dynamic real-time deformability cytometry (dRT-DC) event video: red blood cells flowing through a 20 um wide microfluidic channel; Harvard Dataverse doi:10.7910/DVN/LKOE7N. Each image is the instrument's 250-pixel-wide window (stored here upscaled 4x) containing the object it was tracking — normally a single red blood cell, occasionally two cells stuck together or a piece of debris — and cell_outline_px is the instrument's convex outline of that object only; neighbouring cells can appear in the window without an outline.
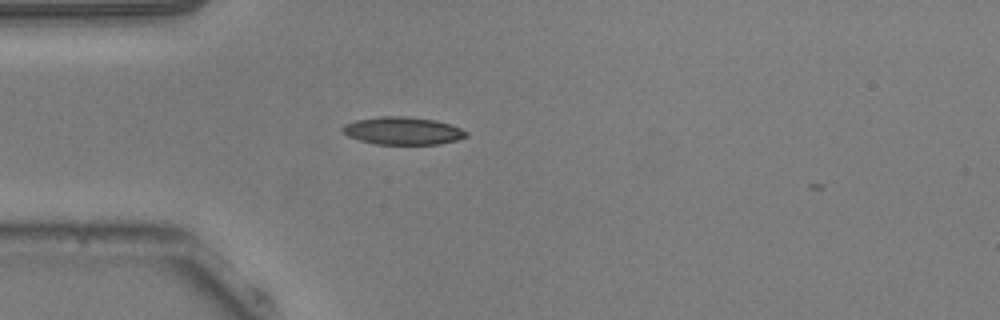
{"species": "common noctule bat (a hibernating species)", "species_latin": "Nyctalus noctula", "temperature_condition": "warm", "stored_images_in_passage": 3, "camera_frame_rate_fps": 3000, "um_per_image_px": 0.085, "animal": {"sex": "male", "body_mass_g": 20.5, "forearm_length_mm": 52.5}, "frame": {"image": 1, "passage_image": 1, "time_ms": 0.0, "image_size_px": [1000, 320], "cell_outline_px": [[468, 136], [456, 140], [440, 144], [376, 144], [360, 140], [348, 136], [340, 132], [340, 128], [344, 124], [356, 120], [380, 116], [404, 116], [436, 120], [460, 128], [468, 132]], "centroid_in_image_um": [34.2, 11.11], "position_along_channel_um": 50.8, "area_um2": 20.0}}